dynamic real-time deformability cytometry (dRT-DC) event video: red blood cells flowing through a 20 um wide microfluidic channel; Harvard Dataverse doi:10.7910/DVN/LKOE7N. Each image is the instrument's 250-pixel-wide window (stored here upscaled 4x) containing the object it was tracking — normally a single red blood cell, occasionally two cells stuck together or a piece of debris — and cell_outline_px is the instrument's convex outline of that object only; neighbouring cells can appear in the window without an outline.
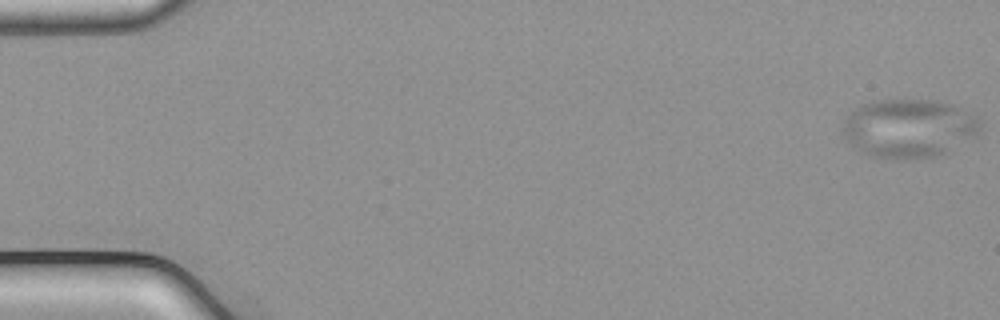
{"species": "common noctule bat (a hibernating species)", "species_latin": "Nyctalus noctula", "temperature_condition": "cold", "stored_images_in_passage": 50, "camera_frame_rate_fps": 3000, "um_per_image_px": 0.085, "animal": {"sex": "male", "body_mass_g": 21.5, "forearm_length_mm": 52.0}, "frame": {"image": 1, "passage_image": 1, "time_ms": 0.0, "image_size_px": [1000, 320], "cell_outline_px": [[980, 132], [976, 140], [936, 156], [904, 160], [896, 160], [872, 156], [860, 152], [852, 148], [840, 132], [844, 120], [860, 104], [880, 100], [936, 100], [956, 104], [976, 116], [980, 120]], "centroid_in_image_um": [77.29, 10.93], "position_along_channel_um": 7.7, "area_um2": 48.21}}
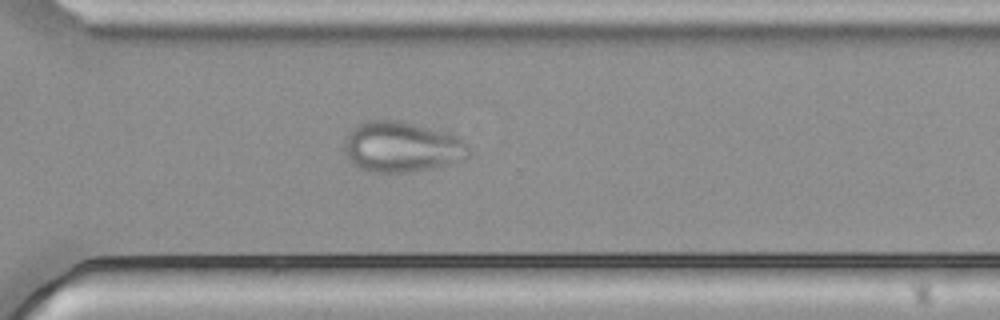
{"frame": {"image": 2, "passage_image": 39, "time_ms": 12.667, "image_size_px": [1000, 320], "cell_outline_px": [[472, 156], [464, 160], [432, 168], [408, 172], [368, 172], [352, 164], [348, 156], [344, 140], [360, 124], [368, 120], [396, 120], [448, 132], [456, 136], [472, 152]], "centroid_in_image_um": [34.2, 12.51], "position_along_channel_um": 336.4, "area_um2": 36.24}}
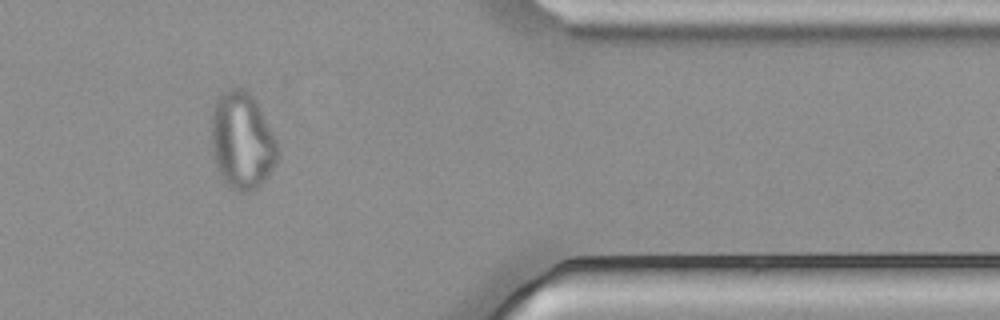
{"frame": {"image": 3, "passage_image": 45, "time_ms": 14.667, "image_size_px": [1000, 320], "cell_outline_px": [[280, 156], [276, 164], [260, 188], [248, 192], [240, 192], [232, 188], [220, 176], [212, 152], [212, 112], [216, 100], [228, 88], [244, 88], [252, 96], [272, 132], [280, 148]], "centroid_in_image_um": [20.6, 12.01], "position_along_channel_um": 390.8, "area_um2": 37.51}}